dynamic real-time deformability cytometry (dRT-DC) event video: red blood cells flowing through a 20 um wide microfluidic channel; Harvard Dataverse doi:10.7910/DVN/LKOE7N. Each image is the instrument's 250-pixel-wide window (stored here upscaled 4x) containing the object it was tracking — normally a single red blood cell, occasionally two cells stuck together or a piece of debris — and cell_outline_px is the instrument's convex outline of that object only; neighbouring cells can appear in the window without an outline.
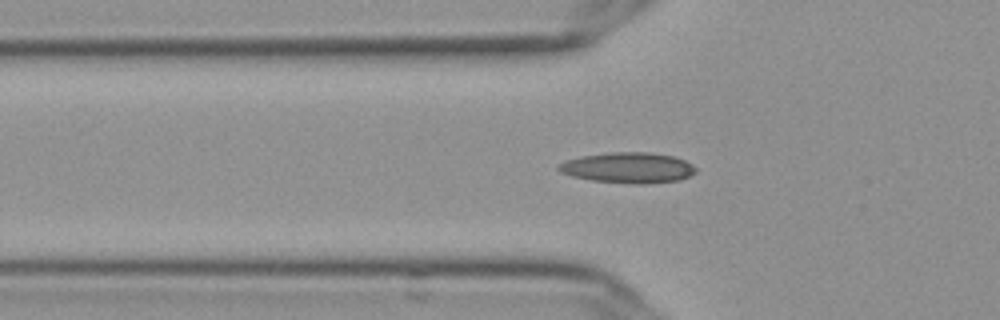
{"species": "Egyptian fruit bat (a non-hibernating species)", "species_latin": "Rousettus aegyptiacus", "temperature_condition": "cold", "stored_images_in_passage": 43, "camera_frame_rate_fps": 3000, "um_per_image_px": 0.085, "frame": {"image": 1, "passage_image": 5, "time_ms": 1.333, "image_size_px": [1000, 320], "cell_outline_px": [[696, 172], [680, 180], [644, 184], [632, 184], [592, 180], [572, 176], [560, 172], [556, 168], [560, 164], [568, 160], [580, 156], [612, 152], [648, 152], [672, 156], [684, 160], [692, 164], [696, 168]], "centroid_in_image_um": [53.4, 14.26], "position_along_channel_um": 72.4, "area_um2": 24.39}}
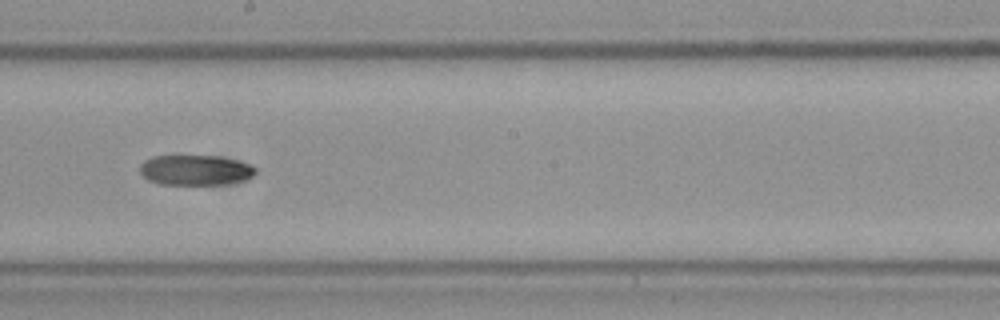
{"frame": {"image": 2, "passage_image": 18, "time_ms": 5.667, "image_size_px": [1000, 320], "cell_outline_px": [[256, 172], [252, 176], [244, 180], [224, 184], [160, 184], [148, 180], [140, 172], [140, 164], [144, 160], [152, 156], [180, 152], [216, 156], [236, 160], [248, 164], [256, 168]], "centroid_in_image_um": [16.53, 14.4], "position_along_channel_um": 231.7, "area_um2": 21.15}}
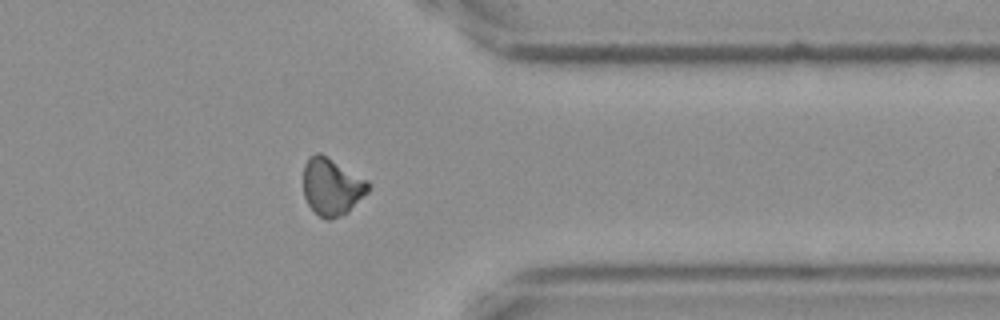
{"frame": {"image": 3, "passage_image": 31, "time_ms": 10.0, "image_size_px": [1000, 320], "cell_outline_px": [[368, 192], [348, 212], [332, 220], [324, 220], [308, 204], [304, 196], [304, 164], [308, 156], [316, 152], [320, 152], [368, 180]], "centroid_in_image_um": [28.19, 15.86], "position_along_channel_um": 383.2, "area_um2": 21.68}, "authors_computed_cell_mechanics": {"area_um2": 21.2126, "velocity_mm_per_s": 3.6559, "shape_relaxation_time_tau1_ms": 6.1103, "shape_relaxation_time_tau2_ms": null, "deformation_change_tau1": 0.1383, "deformation_change_tau2": null}}